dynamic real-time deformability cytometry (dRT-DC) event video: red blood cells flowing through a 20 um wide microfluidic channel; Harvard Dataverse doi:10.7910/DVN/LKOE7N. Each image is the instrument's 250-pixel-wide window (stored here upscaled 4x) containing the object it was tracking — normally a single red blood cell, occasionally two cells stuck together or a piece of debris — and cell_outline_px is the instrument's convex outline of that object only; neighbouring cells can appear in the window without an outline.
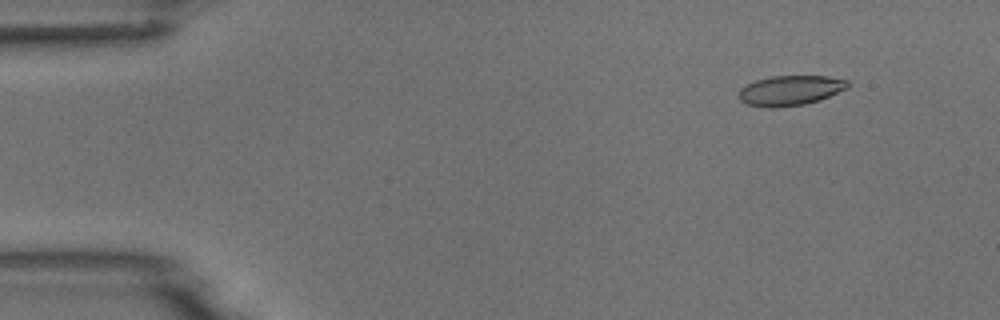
{"species": "common noctule bat (a hibernating species)", "species_latin": "Nyctalus noctula", "temperature_condition": "room temperature", "stored_images_in_passage": 5, "camera_frame_rate_fps": 3000, "um_per_image_px": 0.085, "animal": {"sex": "male", "body_mass_g": 18.8}, "frame": {"image": 1, "passage_image": 2, "time_ms": 1.333, "image_size_px": [1000, 320], "cell_outline_px": [[848, 88], [820, 100], [804, 104], [776, 108], [772, 108], [748, 104], [740, 100], [740, 88], [756, 80], [768, 76], [828, 76], [848, 80]], "centroid_in_image_um": [67.2, 7.68], "position_along_channel_um": 17.8, "area_um2": 18.96}}
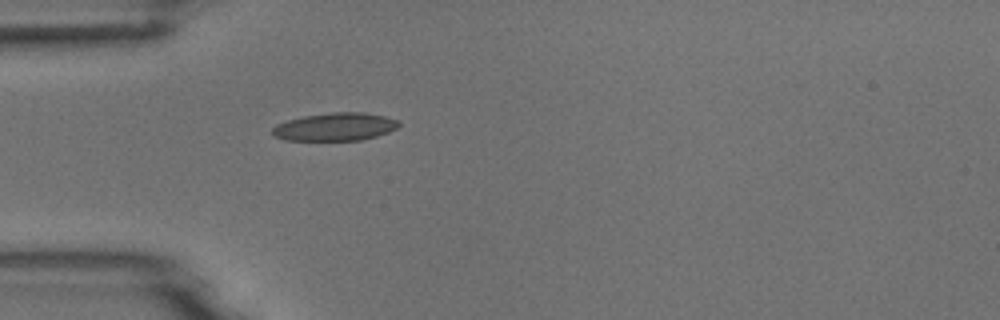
{"frame": {"image": 2, "passage_image": 5, "time_ms": 4.667, "image_size_px": [1000, 320], "cell_outline_px": [[400, 124], [396, 128], [388, 132], [376, 136], [360, 140], [288, 140], [276, 136], [272, 132], [272, 128], [276, 124], [288, 120], [304, 116], [332, 112], [364, 112], [384, 116], [400, 120]], "centroid_in_image_um": [28.51, 10.77], "position_along_channel_um": 56.5, "area_um2": 20.46}}